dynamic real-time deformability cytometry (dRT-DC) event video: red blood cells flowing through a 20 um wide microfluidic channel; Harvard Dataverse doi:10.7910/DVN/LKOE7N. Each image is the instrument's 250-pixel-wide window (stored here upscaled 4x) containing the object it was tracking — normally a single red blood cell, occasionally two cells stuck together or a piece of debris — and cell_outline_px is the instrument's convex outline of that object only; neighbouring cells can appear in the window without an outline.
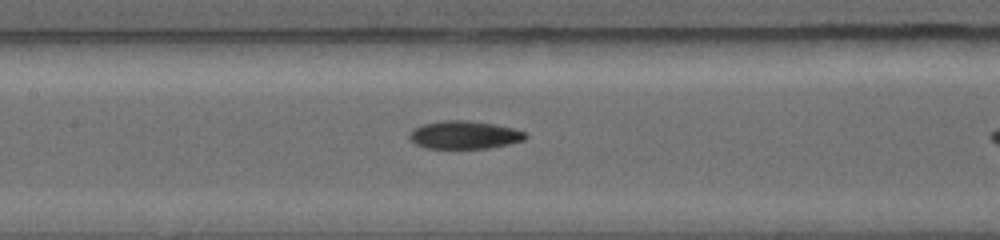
{"species": "common noctule bat (a hibernating species)", "species_latin": "Nyctalus noctula", "temperature_condition": "warm", "stored_images_in_passage": 11, "camera_frame_rate_fps": 5000, "um_per_image_px": 0.085, "animal": {"sex": "female", "body_mass_g": 19.0, "forearm_length_mm": 56.7}, "frame": {"image": 1, "passage_image": 5, "time_ms": 3.2, "image_size_px": [1000, 240], "cell_outline_px": [[528, 136], [524, 140], [508, 144], [488, 148], [424, 148], [416, 144], [408, 136], [408, 132], [412, 128], [424, 124], [444, 120], [468, 120], [496, 124], [528, 132]], "centroid_in_image_um": [39.48, 11.46], "position_along_channel_um": 167.9, "area_um2": 19.07}}
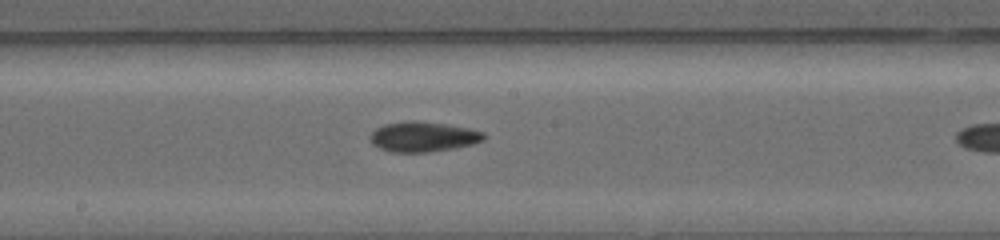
{"frame": {"image": 2, "passage_image": 7, "time_ms": 4.2, "image_size_px": [1000, 240], "cell_outline_px": [[484, 140], [472, 144], [456, 148], [428, 152], [392, 152], [380, 148], [372, 144], [368, 140], [368, 136], [376, 128], [384, 124], [416, 120], [448, 124], [468, 128], [484, 132]], "centroid_in_image_um": [35.94, 11.62], "position_along_channel_um": 212.3, "area_um2": 20.06}}